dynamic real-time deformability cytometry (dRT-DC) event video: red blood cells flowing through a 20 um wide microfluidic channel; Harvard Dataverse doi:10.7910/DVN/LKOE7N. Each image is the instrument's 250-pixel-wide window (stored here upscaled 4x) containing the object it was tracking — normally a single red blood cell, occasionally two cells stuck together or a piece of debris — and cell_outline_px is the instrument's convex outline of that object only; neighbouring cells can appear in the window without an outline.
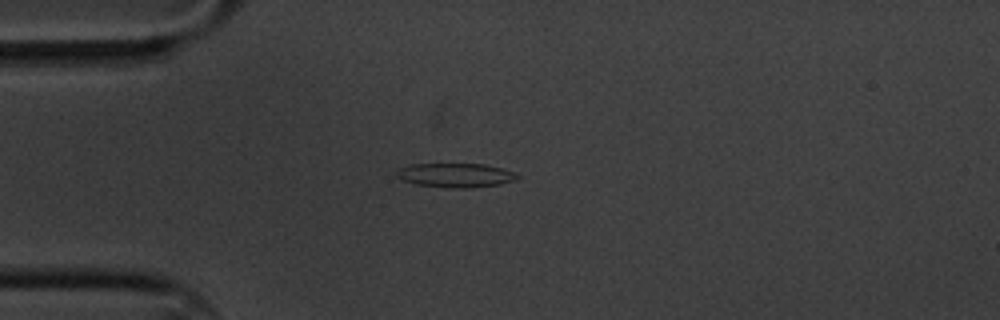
{"species": "common noctule bat (a hibernating species)", "species_latin": "Nyctalus noctula", "temperature_condition": "cold", "stored_images_in_passage": 48, "camera_frame_rate_fps": 3000, "um_per_image_px": 0.085, "animal": {"sex": "male", "body_mass_g": 20.1, "forearm_length_mm": 53.5}, "frame": {"image": 1, "passage_image": 3, "time_ms": 0.667, "image_size_px": [1000, 320], "cell_outline_px": [[520, 176], [516, 180], [500, 184], [468, 188], [452, 188], [416, 184], [404, 180], [396, 176], [396, 172], [400, 168], [412, 164], [484, 164], [500, 168], [512, 172]], "centroid_in_image_um": [38.73, 14.9], "position_along_channel_um": 46.3, "area_um2": 16.76}}
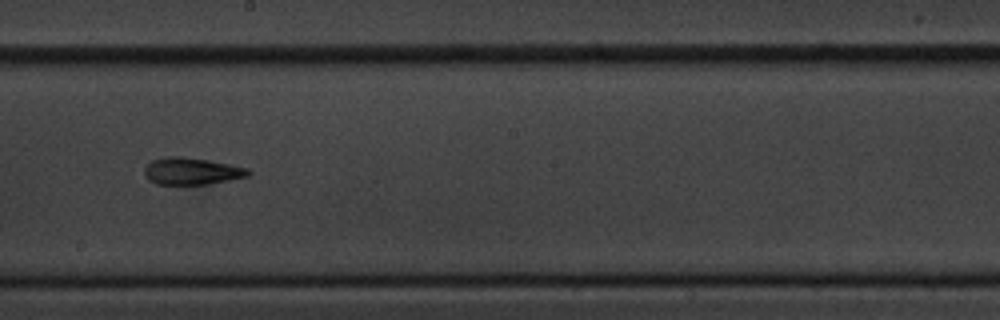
{"frame": {"image": 2, "passage_image": 21, "time_ms": 6.667, "image_size_px": [1000, 320], "cell_outline_px": [[252, 172], [248, 176], [208, 184], [156, 184], [148, 180], [144, 176], [144, 168], [152, 160], [168, 156], [180, 156], [228, 164], [248, 168]], "centroid_in_image_um": [16.26, 14.55], "position_along_channel_um": 231.9, "area_um2": 16.18}}
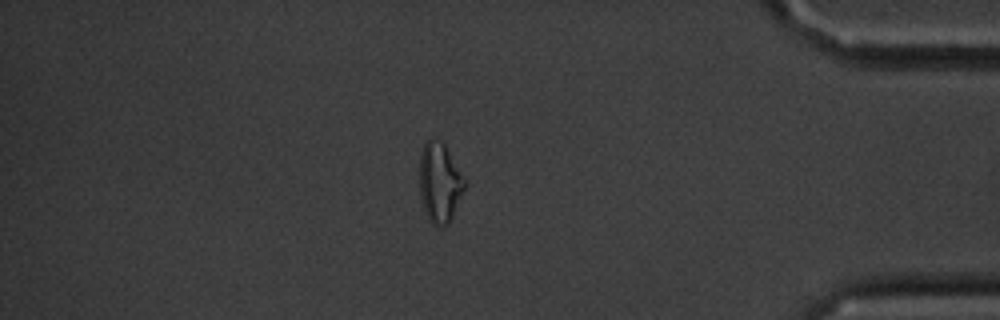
{"frame": {"image": 3, "passage_image": 39, "time_ms": 12.667, "image_size_px": [1000, 320], "cell_outline_px": [[464, 188], [452, 216], [448, 224], [444, 228], [432, 224], [428, 220], [424, 212], [420, 196], [420, 152], [424, 144], [432, 136], [436, 136], [444, 144], [464, 180]], "centroid_in_image_um": [37.32, 15.53], "position_along_channel_um": 397.9, "area_um2": 20.75}, "authors_computed_cell_mechanics": {"area_um2": 16.5886, "velocity_mm_per_s": 3.3385, "shape_relaxation_time_tau1_ms": 6.8, "shape_relaxation_time_tau2_ms": 5.3853, "deformation_change_tau1": 0.1361, "deformation_change_tau2": 0.1458}}